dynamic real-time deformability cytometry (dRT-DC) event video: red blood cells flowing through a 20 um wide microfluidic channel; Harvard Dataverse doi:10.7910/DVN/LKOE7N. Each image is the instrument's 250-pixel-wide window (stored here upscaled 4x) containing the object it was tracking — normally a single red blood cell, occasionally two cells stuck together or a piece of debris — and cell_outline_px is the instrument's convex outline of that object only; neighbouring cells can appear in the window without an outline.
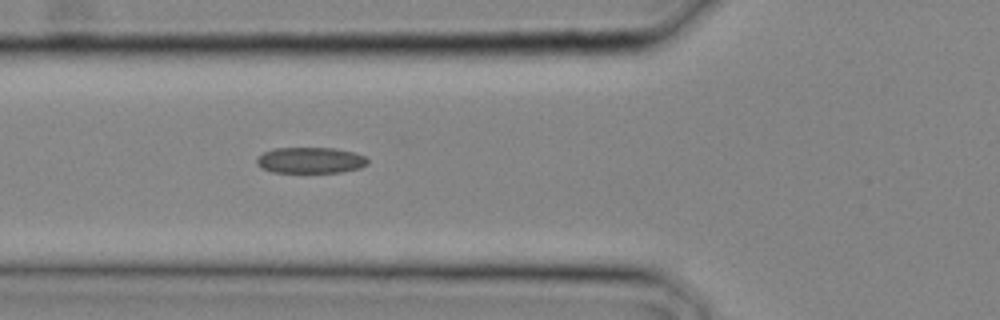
{"species": "common noctule bat (a hibernating species)", "species_latin": "Nyctalus noctula", "temperature_condition": "cold", "stored_images_in_passage": 4, "camera_frame_rate_fps": 3000, "um_per_image_px": 0.085, "animal": {"sex": "male", "body_mass_g": 20.4}, "frame": {"image": 1, "passage_image": 4, "time_ms": 1.0, "image_size_px": [1000, 320], "cell_outline_px": [[368, 164], [360, 168], [340, 172], [272, 172], [260, 168], [256, 164], [256, 160], [264, 152], [272, 148], [336, 148], [352, 152], [364, 156], [368, 160]], "centroid_in_image_um": [26.36, 13.62], "position_along_channel_um": 99.4, "area_um2": 16.82}}